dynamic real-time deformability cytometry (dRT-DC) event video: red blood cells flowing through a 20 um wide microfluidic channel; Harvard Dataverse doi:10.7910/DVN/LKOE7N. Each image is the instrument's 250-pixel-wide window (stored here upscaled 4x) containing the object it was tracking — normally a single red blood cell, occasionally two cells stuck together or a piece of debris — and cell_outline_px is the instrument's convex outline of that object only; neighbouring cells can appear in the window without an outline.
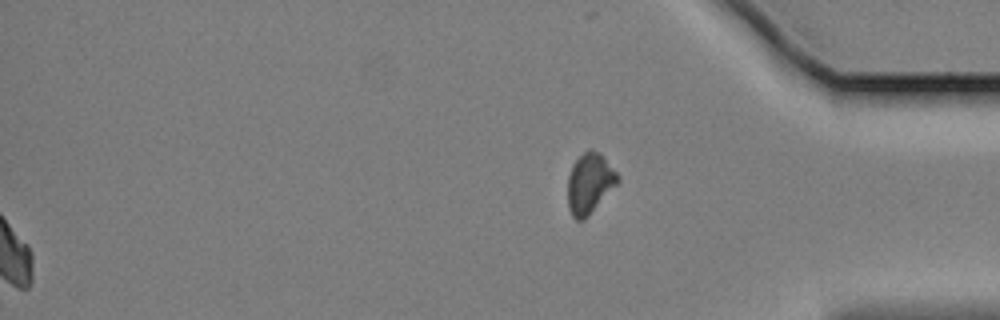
{"species": "Egyptian fruit bat (a non-hibernating species)", "species_latin": "Rousettus aegyptiacus", "temperature_condition": "cold", "stored_images_in_passage": 57, "segment_of_instrument_passage": [2, 2], "camera_frame_rate_fps": 3000, "um_per_image_px": 0.085, "animal": {"sex": "female"}, "frame": {"image": 1, "passage_image": 57, "time_ms": 18.667, "image_size_px": [1000, 320], "cell_outline_px": [[620, 180], [588, 216], [584, 220], [576, 220], [572, 216], [568, 208], [568, 176], [572, 164], [584, 152], [600, 152], [620, 176]], "centroid_in_image_um": [50.11, 15.61], "position_along_channel_um": 385.1, "area_um2": 17.34}}